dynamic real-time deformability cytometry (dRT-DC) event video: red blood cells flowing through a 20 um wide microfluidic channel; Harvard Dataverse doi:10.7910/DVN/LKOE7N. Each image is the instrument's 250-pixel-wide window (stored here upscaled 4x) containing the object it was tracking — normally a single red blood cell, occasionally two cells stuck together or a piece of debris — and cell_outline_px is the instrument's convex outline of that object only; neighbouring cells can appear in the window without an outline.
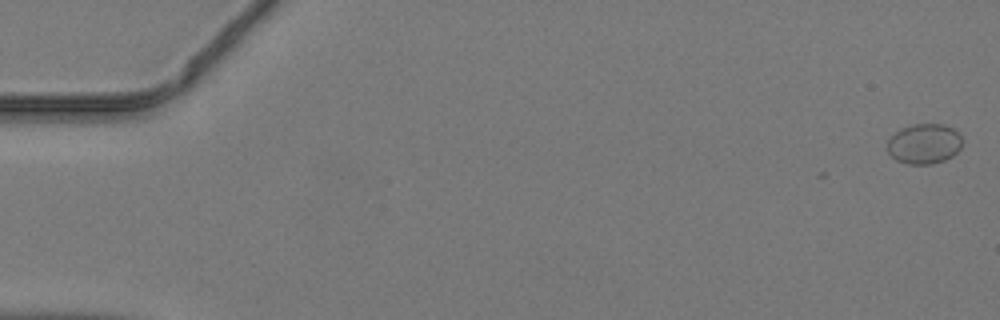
{"species": "common noctule bat (a hibernating species)", "species_latin": "Nyctalus noctula", "temperature_condition": "warm", "stored_images_in_passage": 3, "camera_frame_rate_fps": 3000, "um_per_image_px": 0.085, "animal": {"sex": "male", "body_mass_g": 19.2, "forearm_length_mm": 51.8}, "frame": {"image": 1, "passage_image": 1, "time_ms": 0.0, "image_size_px": [1000, 320], "cell_outline_px": [[960, 148], [952, 156], [944, 160], [932, 164], [908, 164], [896, 160], [884, 148], [888, 140], [900, 128], [912, 124], [944, 124], [960, 132]], "centroid_in_image_um": [78.52, 12.22], "position_along_channel_um": 6.5, "area_um2": 17.63}}